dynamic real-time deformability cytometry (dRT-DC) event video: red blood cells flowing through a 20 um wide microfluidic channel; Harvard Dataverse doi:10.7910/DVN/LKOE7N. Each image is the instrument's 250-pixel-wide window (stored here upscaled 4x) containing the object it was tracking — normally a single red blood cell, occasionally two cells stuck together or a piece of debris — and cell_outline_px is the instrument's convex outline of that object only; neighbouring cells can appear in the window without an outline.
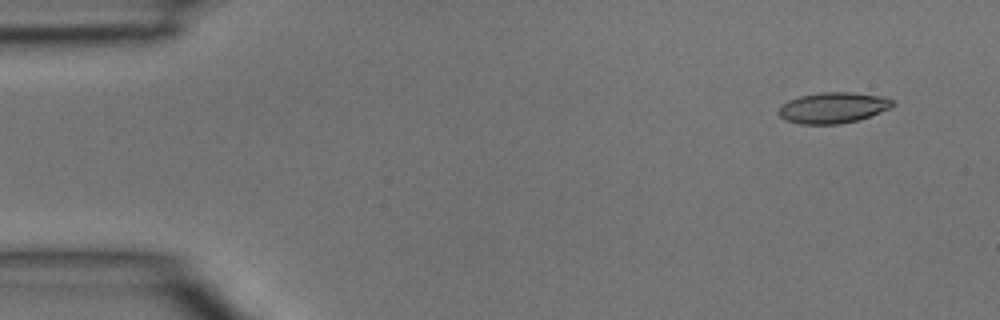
{"species": "common noctule bat (a hibernating species)", "species_latin": "Nyctalus noctula", "temperature_condition": "room temperature", "stored_images_in_passage": 4, "camera_frame_rate_fps": 3000, "um_per_image_px": 0.085, "animal": {"sex": "male", "body_mass_g": 15.6}, "frame": {"image": 1, "passage_image": 1, "time_ms": 0.0, "image_size_px": [1000, 320], "cell_outline_px": [[896, 104], [892, 108], [860, 120], [840, 124], [800, 124], [784, 120], [780, 116], [780, 108], [788, 100], [800, 96], [820, 92], [852, 92], [884, 96], [892, 100]], "centroid_in_image_um": [70.87, 9.16], "position_along_channel_um": 14.1, "area_um2": 20.69}}
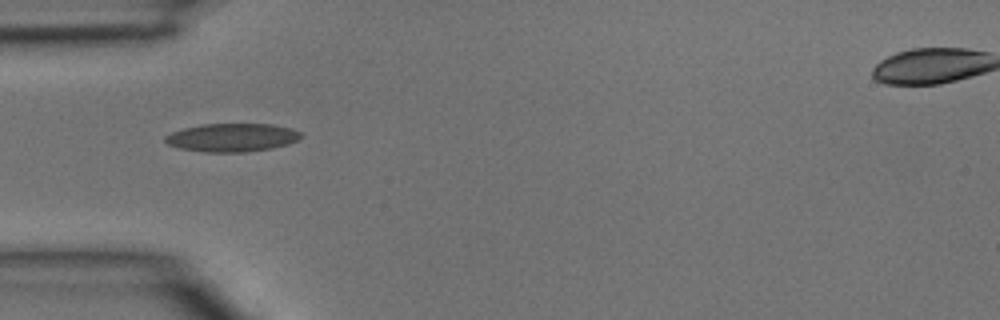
{"frame": {"image": 2, "passage_image": 4, "time_ms": 1.0, "image_size_px": [1000, 320], "cell_outline_px": [[304, 136], [288, 144], [272, 148], [244, 152], [204, 152], [180, 148], [168, 144], [164, 140], [164, 136], [172, 132], [184, 128], [200, 124], [272, 124], [292, 128], [300, 132]], "centroid_in_image_um": [19.73, 11.68], "position_along_channel_um": 65.3, "area_um2": 22.43}}